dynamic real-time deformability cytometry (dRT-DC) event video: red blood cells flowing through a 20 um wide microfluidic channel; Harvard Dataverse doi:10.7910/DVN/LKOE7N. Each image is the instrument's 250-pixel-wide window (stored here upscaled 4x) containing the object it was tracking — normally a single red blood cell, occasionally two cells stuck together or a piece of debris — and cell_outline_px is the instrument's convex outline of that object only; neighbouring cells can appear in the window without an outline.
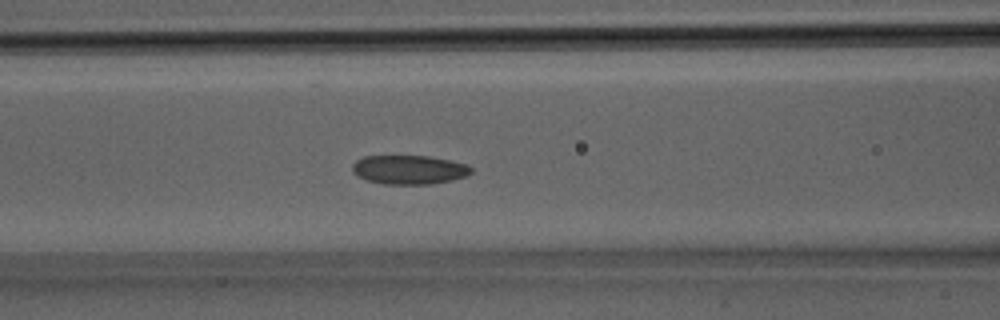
{"species": "Egyptian fruit bat (a non-hibernating species)", "species_latin": "Rousettus aegyptiacus", "temperature_condition": "room temperature", "stored_images_in_passage": 32, "segment_of_instrument_passage": [1, 2], "camera_frame_rate_fps": 3000, "um_per_image_px": 0.085, "animal": {"sex": "male"}, "frame": {"image": 1, "passage_image": 13, "time_ms": 4.0, "image_size_px": [1000, 320], "cell_outline_px": [[472, 172], [468, 176], [452, 180], [428, 184], [384, 184], [368, 180], [356, 176], [352, 172], [352, 164], [356, 160], [364, 156], [428, 156], [452, 160], [468, 164], [472, 168]], "centroid_in_image_um": [34.79, 14.42], "position_along_channel_um": 131.8, "area_um2": 20.29}}
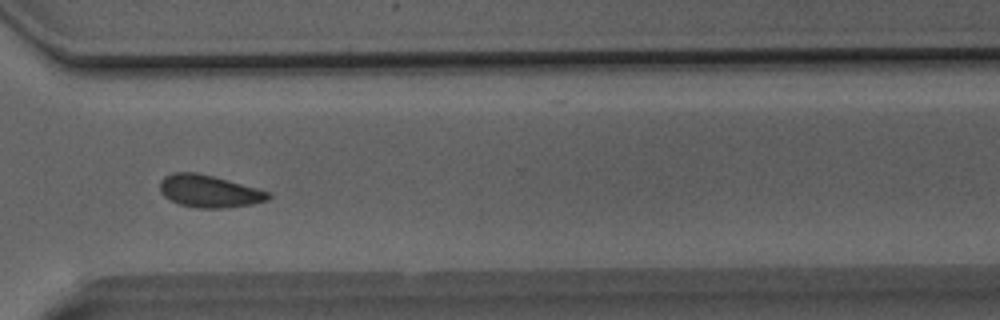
{"frame": {"image": 2, "passage_image": 23, "time_ms": 7.333, "image_size_px": [1000, 320], "cell_outline_px": [[272, 196], [268, 200], [252, 204], [220, 208], [196, 208], [180, 204], [164, 196], [160, 192], [160, 180], [164, 176], [172, 172], [196, 172], [228, 180], [272, 192]], "centroid_in_image_um": [17.78, 16.25], "position_along_channel_um": 352.8, "area_um2": 20.46}}
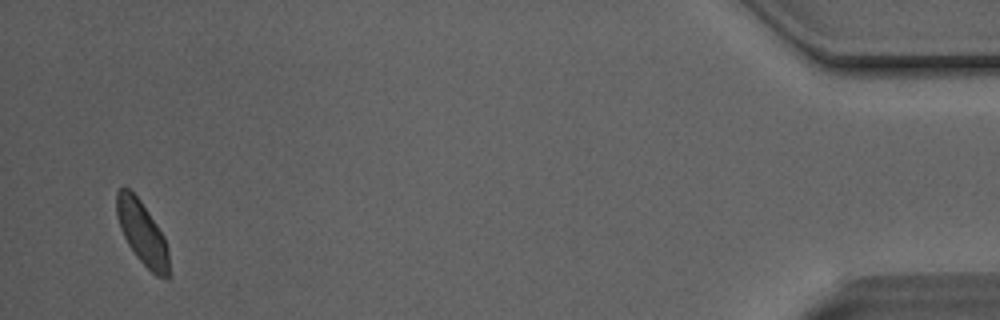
{"frame": {"image": 3, "passage_image": 30, "time_ms": 9.667, "image_size_px": [1000, 320], "cell_outline_px": [[168, 280], [156, 276], [136, 256], [128, 244], [120, 228], [116, 216], [116, 192], [120, 188], [128, 188], [140, 200], [164, 236], [168, 252]], "centroid_in_image_um": [12.07, 19.8], "position_along_channel_um": 423.1, "area_um2": 19.02}}